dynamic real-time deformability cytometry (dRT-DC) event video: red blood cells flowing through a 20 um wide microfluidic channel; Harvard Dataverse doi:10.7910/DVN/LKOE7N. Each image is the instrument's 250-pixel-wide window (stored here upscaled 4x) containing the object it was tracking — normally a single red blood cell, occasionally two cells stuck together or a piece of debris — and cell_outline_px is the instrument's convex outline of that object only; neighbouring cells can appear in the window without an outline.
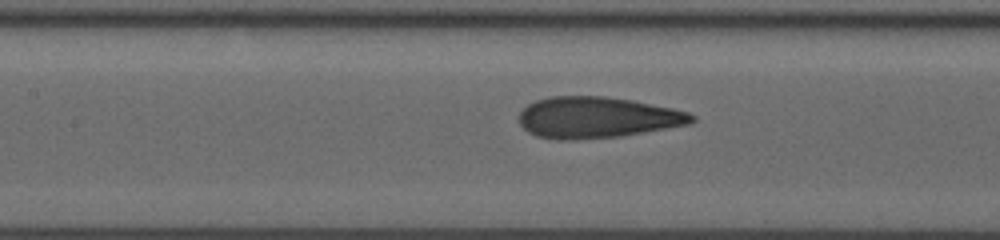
{"species": "human", "species_latin": "Homo sapiens", "temperature_condition": "room temperature", "stored_images_in_passage": 22, "camera_frame_rate_fps": 3000, "um_per_image_px": 0.085, "donor": {"sex": "male"}, "frame": {"image": 1, "passage_image": 12, "time_ms": 7.0, "image_size_px": [1000, 240], "cell_outline_px": [[696, 120], [692, 124], [620, 136], [568, 140], [556, 140], [536, 136], [528, 132], [520, 124], [520, 112], [528, 104], [536, 100], [548, 96], [604, 96], [632, 100], [672, 108], [688, 112], [696, 116]], "centroid_in_image_um": [50.77, 9.98], "position_along_channel_um": 156.6, "area_um2": 41.56}}
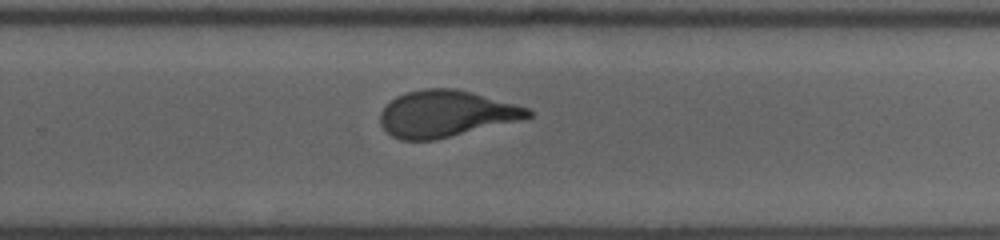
{"frame": {"image": 2, "passage_image": 17, "time_ms": 10.333, "image_size_px": [1000, 240], "cell_outline_px": [[532, 116], [436, 140], [400, 140], [392, 136], [380, 124], [380, 112], [396, 96], [408, 92], [424, 88], [456, 88], [472, 92], [516, 104], [528, 108], [532, 112]], "centroid_in_image_um": [37.86, 9.66], "position_along_channel_um": 291.9, "area_um2": 39.59}}
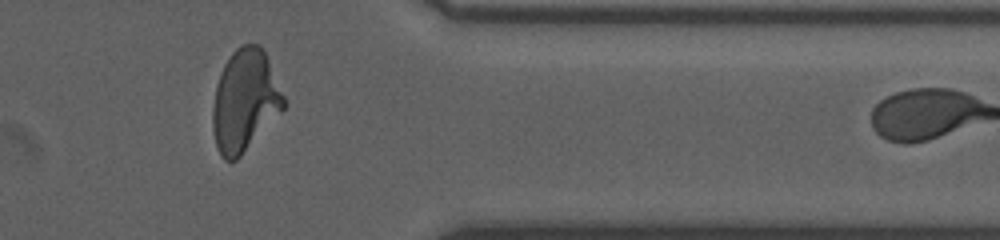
{"frame": {"image": 3, "passage_image": 21, "time_ms": 13.0, "image_size_px": [1000, 240], "cell_outline_px": [[284, 108], [240, 156], [236, 160], [224, 160], [220, 156], [216, 148], [212, 128], [212, 108], [216, 84], [220, 72], [224, 64], [232, 52], [240, 44], [260, 44], [268, 60], [284, 96]], "centroid_in_image_um": [20.77, 8.55], "position_along_channel_um": 390.6, "area_um2": 41.85}}